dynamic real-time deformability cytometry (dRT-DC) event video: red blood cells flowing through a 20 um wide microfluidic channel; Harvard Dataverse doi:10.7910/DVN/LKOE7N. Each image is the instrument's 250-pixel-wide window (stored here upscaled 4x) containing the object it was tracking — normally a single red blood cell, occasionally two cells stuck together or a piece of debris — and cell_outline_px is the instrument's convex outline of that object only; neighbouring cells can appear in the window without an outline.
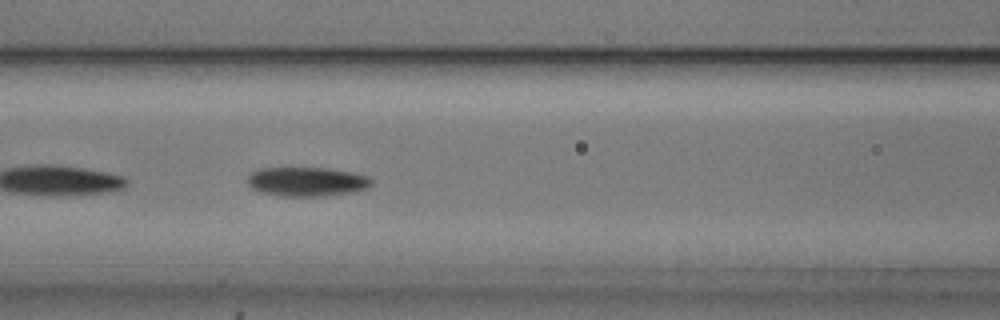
{"species": "common noctule bat (a hibernating species)", "species_latin": "Nyctalus noctula", "temperature_condition": "cold", "stored_images_in_passage": 32, "camera_frame_rate_fps": 3000, "um_per_image_px": 0.085, "animal": {"sex": "male", "body_mass_g": 20.5, "forearm_length_mm": 52.5}, "frame": {"image": 1, "passage_image": 23, "time_ms": 7.333, "image_size_px": [1000, 320], "cell_outline_px": [[372, 184], [368, 188], [352, 192], [320, 196], [280, 196], [260, 192], [252, 188], [248, 184], [248, 172], [260, 168], [328, 168], [352, 172], [368, 176], [372, 180]], "centroid_in_image_um": [26.06, 15.43], "position_along_channel_um": 140.5, "area_um2": 21.21}}